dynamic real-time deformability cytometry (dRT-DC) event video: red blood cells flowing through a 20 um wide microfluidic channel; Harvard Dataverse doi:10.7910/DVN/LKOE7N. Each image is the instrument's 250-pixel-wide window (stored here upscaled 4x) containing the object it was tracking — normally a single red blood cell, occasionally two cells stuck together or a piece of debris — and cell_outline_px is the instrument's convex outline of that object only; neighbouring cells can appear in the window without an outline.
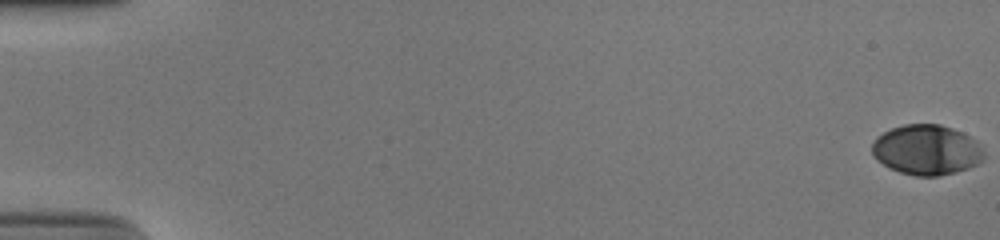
{"species": "human", "species_latin": "Homo sapiens", "temperature_condition": "cold", "stored_images_in_passage": 55, "camera_frame_rate_fps": 3000, "um_per_image_px": 0.085, "donor": {"sex": "male"}, "frame": {"image": 1, "passage_image": 1, "time_ms": 0.0, "image_size_px": [1000, 240], "cell_outline_px": [[984, 160], [968, 168], [956, 172], [936, 176], [916, 176], [900, 172], [888, 168], [876, 160], [872, 152], [872, 144], [876, 136], [892, 128], [904, 124], [940, 124], [964, 132], [976, 140], [980, 144], [984, 152]], "centroid_in_image_um": [78.77, 12.73], "position_along_channel_um": 6.2, "area_um2": 33.0}}
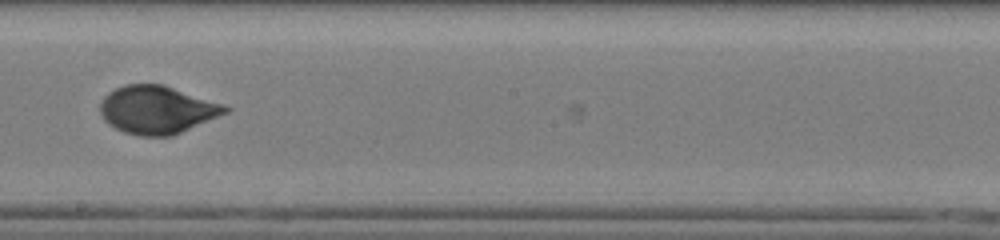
{"frame": {"image": 2, "passage_image": 33, "time_ms": 10.667, "image_size_px": [1000, 240], "cell_outline_px": [[232, 108], [228, 112], [172, 136], [140, 136], [124, 132], [108, 124], [104, 120], [100, 112], [100, 104], [104, 96], [108, 92], [124, 84], [164, 84], [224, 104]], "centroid_in_image_um": [13.35, 9.32], "position_along_channel_um": 234.9, "area_um2": 35.03}}
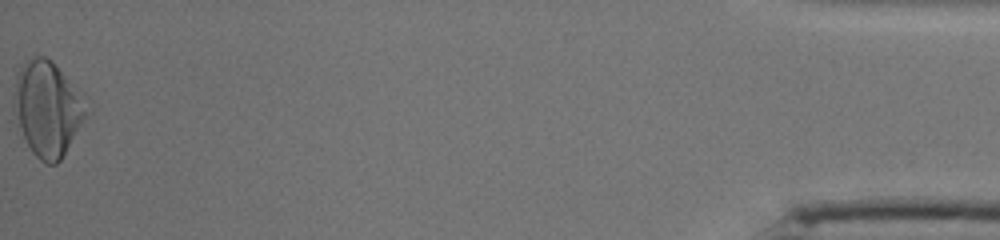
{"frame": {"image": 3, "passage_image": 55, "time_ms": 18.0, "image_size_px": [1000, 240], "cell_outline_px": [[84, 120], [60, 160], [56, 164], [48, 164], [40, 160], [32, 152], [20, 128], [12, 108], [12, 104], [16, 76], [20, 68], [32, 56], [44, 56], [52, 60], [64, 76], [76, 96], [84, 112]], "centroid_in_image_um": [3.91, 9.26], "position_along_channel_um": 431.3, "area_um2": 38.15}, "authors_computed_cell_mechanics": {"area_um2": 34.0442, "velocity_mm_per_s": 3.9018, "shape_relaxation_time_tau1_ms": 3.3458, "shape_relaxation_time_tau2_ms": null, "deformation_change_tau1": 0.1582, "deformation_change_tau2": null}}